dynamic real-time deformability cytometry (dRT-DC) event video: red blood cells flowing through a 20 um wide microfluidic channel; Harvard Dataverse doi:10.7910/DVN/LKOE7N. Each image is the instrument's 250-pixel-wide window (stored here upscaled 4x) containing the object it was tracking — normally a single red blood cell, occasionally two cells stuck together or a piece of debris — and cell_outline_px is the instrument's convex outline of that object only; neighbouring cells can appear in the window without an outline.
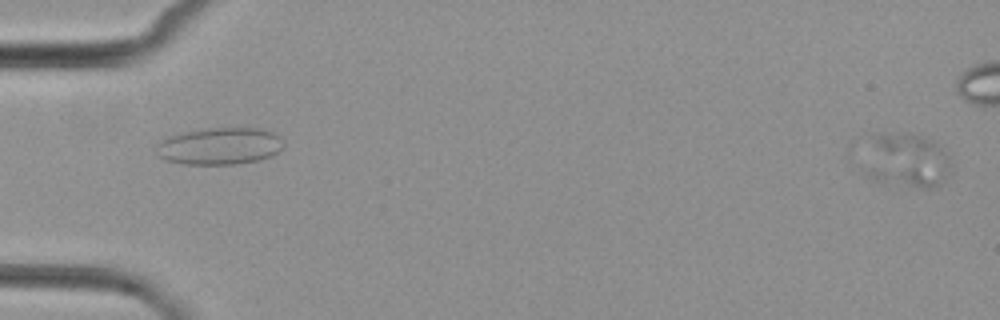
{"species": "common noctule bat (a hibernating species)", "species_latin": "Nyctalus noctula", "temperature_condition": "cold", "stored_images_in_passage": 4, "camera_frame_rate_fps": 3000, "um_per_image_px": 0.085, "animal": {"sex": "female", "body_mass_g": 29.2, "forearm_length_mm": 56.3}, "frame": {"image": 1, "passage_image": 1, "time_ms": 0.0, "image_size_px": [1000, 320], "cell_outline_px": [[952, 172], [940, 184], [932, 188], [908, 188], [872, 180], [868, 176], [868, 136], [876, 132], [920, 132], [932, 140], [948, 156], [952, 164]], "centroid_in_image_um": [77.09, 13.61], "position_along_channel_um": 7.9, "area_um2": 28.55}}